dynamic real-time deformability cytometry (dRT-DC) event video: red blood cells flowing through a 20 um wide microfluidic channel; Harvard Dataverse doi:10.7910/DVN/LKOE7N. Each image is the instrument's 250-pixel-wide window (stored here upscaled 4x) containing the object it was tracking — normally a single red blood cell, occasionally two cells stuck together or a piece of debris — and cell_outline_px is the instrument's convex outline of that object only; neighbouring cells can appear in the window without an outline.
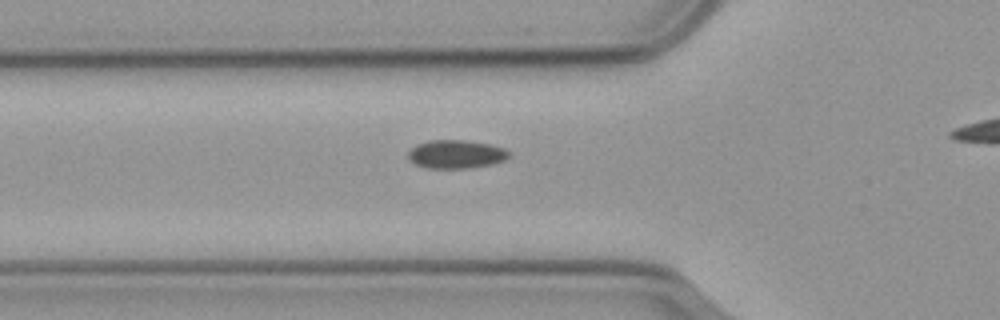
{"species": "common noctule bat (a hibernating species)", "species_latin": "Nyctalus noctula", "temperature_condition": "cold", "stored_images_in_passage": 29, "camera_frame_rate_fps": 3000, "um_per_image_px": 0.085, "animal": {"sex": "male", "body_mass_g": 23.1, "forearm_length_mm": 52.7}, "frame": {"image": 1, "passage_image": 2, "time_ms": 0.333, "image_size_px": [1000, 320], "cell_outline_px": [[508, 156], [504, 160], [492, 164], [472, 168], [428, 168], [416, 164], [408, 160], [408, 152], [416, 144], [428, 140], [464, 140], [488, 144], [504, 148], [508, 152]], "centroid_in_image_um": [38.72, 13.11], "position_along_channel_um": 87.1, "area_um2": 16.65}}
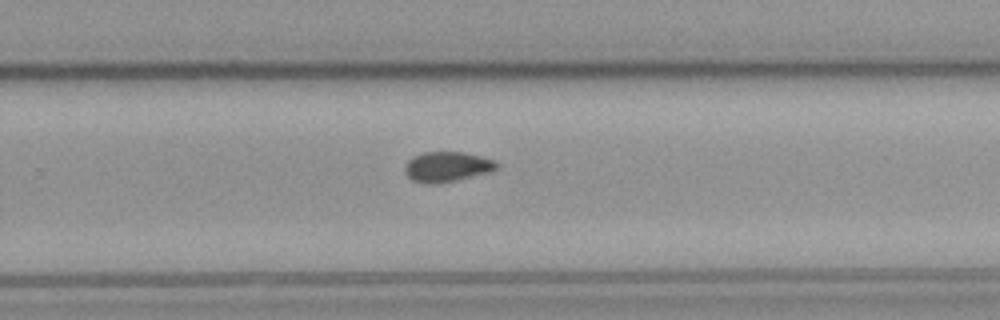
{"frame": {"image": 2, "passage_image": 19, "time_ms": 6.0, "image_size_px": [1000, 320], "cell_outline_px": [[500, 164], [496, 168], [488, 172], [440, 184], [424, 184], [412, 180], [404, 172], [404, 164], [412, 156], [424, 152], [464, 152], [496, 160]], "centroid_in_image_um": [37.96, 14.17], "position_along_channel_um": 291.8, "area_um2": 16.3}}
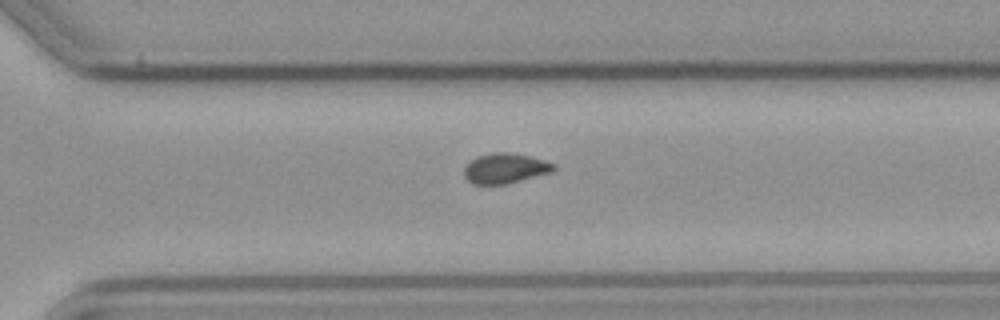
{"frame": {"image": 3, "passage_image": 22, "time_ms": 7.0, "image_size_px": [1000, 320], "cell_outline_px": [[556, 168], [552, 172], [508, 184], [472, 184], [464, 176], [464, 168], [476, 156], [496, 152], [512, 152], [544, 160], [556, 164]], "centroid_in_image_um": [42.96, 14.31], "position_along_channel_um": 327.6, "area_um2": 15.78}}